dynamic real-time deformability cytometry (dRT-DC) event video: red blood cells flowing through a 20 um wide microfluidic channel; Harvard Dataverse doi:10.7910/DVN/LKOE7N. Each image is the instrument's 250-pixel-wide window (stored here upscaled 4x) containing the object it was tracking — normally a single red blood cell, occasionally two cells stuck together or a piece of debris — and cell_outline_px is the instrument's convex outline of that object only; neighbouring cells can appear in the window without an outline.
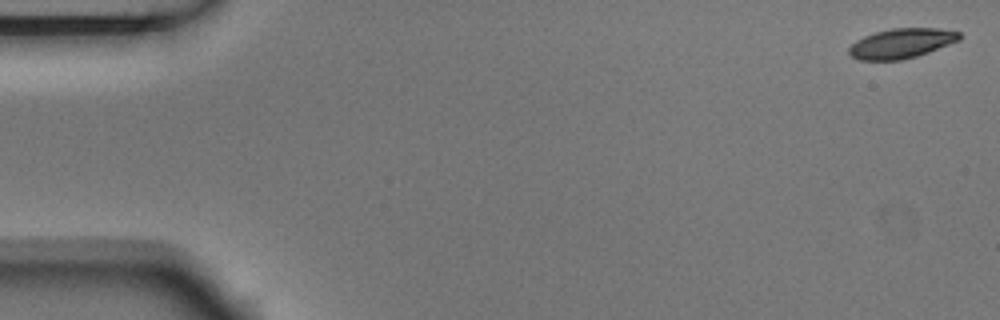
{"species": "Egyptian fruit bat (a non-hibernating species)", "species_latin": "Rousettus aegyptiacus", "temperature_condition": "room temperature", "stored_images_in_passage": 6, "camera_frame_rate_fps": 3000, "um_per_image_px": 0.085, "animal": {"sex": "male"}, "frame": {"image": 1, "passage_image": 1, "time_ms": 0.0, "image_size_px": [1000, 320], "cell_outline_px": [[960, 40], [928, 52], [916, 56], [900, 60], [860, 60], [852, 56], [848, 52], [848, 48], [856, 40], [864, 36], [876, 32], [892, 28], [940, 28], [960, 32]], "centroid_in_image_um": [76.62, 3.68], "position_along_channel_um": 8.4, "area_um2": 19.07}}
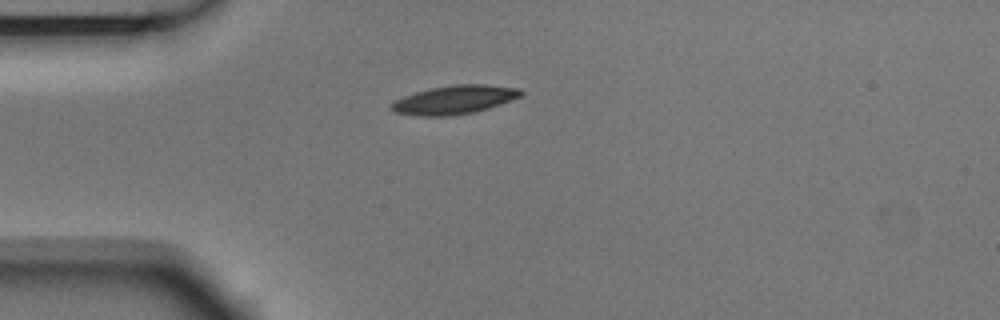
{"frame": {"image": 2, "passage_image": 4, "time_ms": 1.0, "image_size_px": [1000, 320], "cell_outline_px": [[524, 92], [520, 96], [500, 104], [488, 108], [472, 112], [444, 116], [420, 116], [396, 112], [392, 108], [392, 104], [396, 100], [404, 96], [416, 92], [432, 88], [456, 84], [488, 84], [520, 88]], "centroid_in_image_um": [38.67, 8.46], "position_along_channel_um": 46.3, "area_um2": 21.21}}
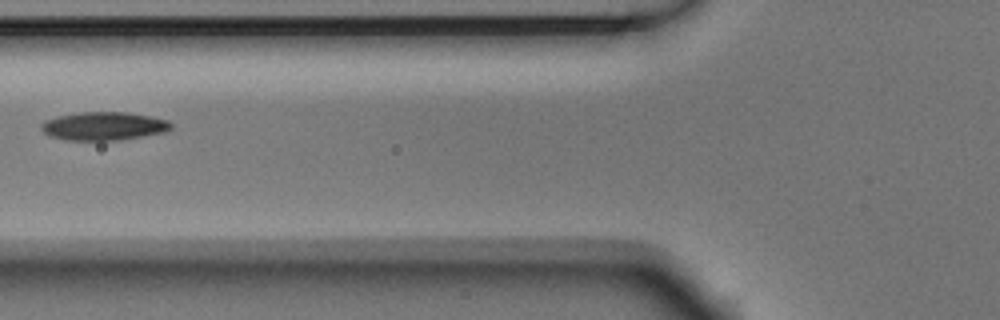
{"frame": {"image": 3, "passage_image": 6, "time_ms": 1.667, "image_size_px": [1000, 320], "cell_outline_px": [[172, 128], [164, 132], [120, 140], [68, 140], [52, 136], [44, 132], [40, 128], [40, 124], [44, 120], [56, 116], [80, 112], [128, 112], [152, 116], [168, 120], [172, 124]], "centroid_in_image_um": [8.82, 10.7], "position_along_channel_um": 117.0, "area_um2": 21.5}}